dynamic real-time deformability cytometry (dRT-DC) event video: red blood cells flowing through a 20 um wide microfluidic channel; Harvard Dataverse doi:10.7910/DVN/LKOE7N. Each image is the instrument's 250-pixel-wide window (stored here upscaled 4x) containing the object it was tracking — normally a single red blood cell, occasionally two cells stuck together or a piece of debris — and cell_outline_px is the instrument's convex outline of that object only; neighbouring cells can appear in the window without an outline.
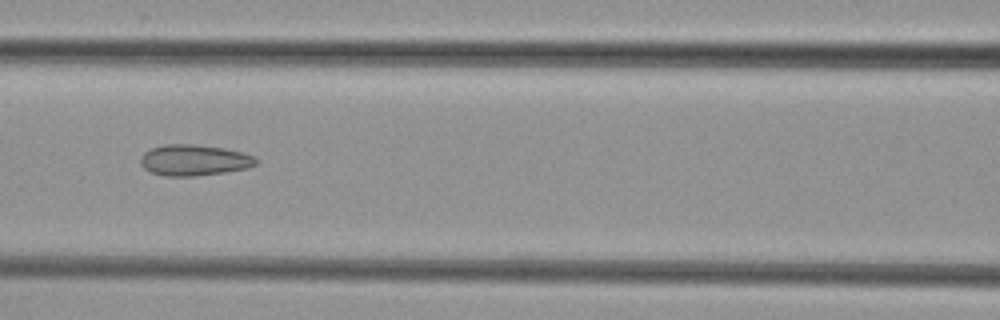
{"species": "common noctule bat (a hibernating species)", "species_latin": "Nyctalus noctula", "temperature_condition": "cold", "stored_images_in_passage": 4, "camera_frame_rate_fps": 3000, "um_per_image_px": 0.085, "animal": {"sex": "female", "body_mass_g": 29.2, "forearm_length_mm": 56.3}, "frame": {"image": 1, "passage_image": 3, "time_ms": 2.333, "image_size_px": [1000, 320], "cell_outline_px": [[256, 164], [248, 168], [224, 172], [196, 176], [164, 176], [152, 172], [144, 168], [140, 164], [140, 156], [144, 152], [152, 148], [164, 144], [192, 144], [224, 148], [256, 156]], "centroid_in_image_um": [16.48, 13.61], "position_along_channel_um": 150.1, "area_um2": 20.87}}
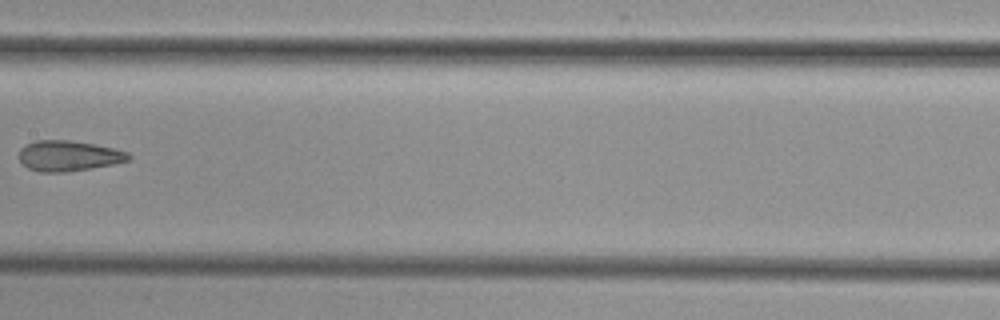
{"frame": {"image": 2, "passage_image": 4, "time_ms": 3.667, "image_size_px": [1000, 320], "cell_outline_px": [[132, 156], [128, 160], [112, 164], [92, 168], [64, 172], [40, 172], [28, 168], [16, 156], [20, 148], [36, 140], [68, 140], [92, 144], [112, 148], [128, 152]], "centroid_in_image_um": [5.79, 13.25], "position_along_channel_um": 201.6, "area_um2": 19.36}}